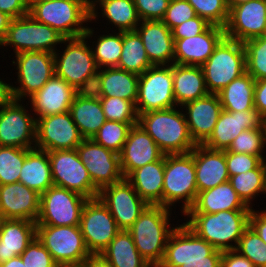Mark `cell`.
<instances>
[{
    "label": "cell",
    "instance_id": "obj_6",
    "mask_svg": "<svg viewBox=\"0 0 266 267\" xmlns=\"http://www.w3.org/2000/svg\"><path fill=\"white\" fill-rule=\"evenodd\" d=\"M197 194L194 149L188 153L164 155L162 206L173 210L177 203H182L180 213L183 215L192 207Z\"/></svg>",
    "mask_w": 266,
    "mask_h": 267
},
{
    "label": "cell",
    "instance_id": "obj_1",
    "mask_svg": "<svg viewBox=\"0 0 266 267\" xmlns=\"http://www.w3.org/2000/svg\"><path fill=\"white\" fill-rule=\"evenodd\" d=\"M250 213L251 210L185 213L183 216H187V220L183 223L215 249L235 250L239 239L249 226Z\"/></svg>",
    "mask_w": 266,
    "mask_h": 267
},
{
    "label": "cell",
    "instance_id": "obj_11",
    "mask_svg": "<svg viewBox=\"0 0 266 267\" xmlns=\"http://www.w3.org/2000/svg\"><path fill=\"white\" fill-rule=\"evenodd\" d=\"M12 65L16 66L18 86L10 84L11 96L14 100H27L38 92L55 74L54 53L22 52L15 54Z\"/></svg>",
    "mask_w": 266,
    "mask_h": 267
},
{
    "label": "cell",
    "instance_id": "obj_27",
    "mask_svg": "<svg viewBox=\"0 0 266 267\" xmlns=\"http://www.w3.org/2000/svg\"><path fill=\"white\" fill-rule=\"evenodd\" d=\"M142 39L152 65L174 64V39L162 20H145L135 30Z\"/></svg>",
    "mask_w": 266,
    "mask_h": 267
},
{
    "label": "cell",
    "instance_id": "obj_65",
    "mask_svg": "<svg viewBox=\"0 0 266 267\" xmlns=\"http://www.w3.org/2000/svg\"><path fill=\"white\" fill-rule=\"evenodd\" d=\"M7 220V218L4 215V212L2 211L0 207V227L4 224V222Z\"/></svg>",
    "mask_w": 266,
    "mask_h": 267
},
{
    "label": "cell",
    "instance_id": "obj_16",
    "mask_svg": "<svg viewBox=\"0 0 266 267\" xmlns=\"http://www.w3.org/2000/svg\"><path fill=\"white\" fill-rule=\"evenodd\" d=\"M79 226L90 254H101L120 231L112 214L98 197L85 203Z\"/></svg>",
    "mask_w": 266,
    "mask_h": 267
},
{
    "label": "cell",
    "instance_id": "obj_63",
    "mask_svg": "<svg viewBox=\"0 0 266 267\" xmlns=\"http://www.w3.org/2000/svg\"><path fill=\"white\" fill-rule=\"evenodd\" d=\"M226 3H227V6L229 8V11L235 7V6H238L242 3H246V2H249V1H252V0H225Z\"/></svg>",
    "mask_w": 266,
    "mask_h": 267
},
{
    "label": "cell",
    "instance_id": "obj_31",
    "mask_svg": "<svg viewBox=\"0 0 266 267\" xmlns=\"http://www.w3.org/2000/svg\"><path fill=\"white\" fill-rule=\"evenodd\" d=\"M227 210H252L238 196L229 181L198 192L194 204L186 213H217Z\"/></svg>",
    "mask_w": 266,
    "mask_h": 267
},
{
    "label": "cell",
    "instance_id": "obj_64",
    "mask_svg": "<svg viewBox=\"0 0 266 267\" xmlns=\"http://www.w3.org/2000/svg\"><path fill=\"white\" fill-rule=\"evenodd\" d=\"M261 126L263 128L264 140H265V145H266V116L261 118Z\"/></svg>",
    "mask_w": 266,
    "mask_h": 267
},
{
    "label": "cell",
    "instance_id": "obj_19",
    "mask_svg": "<svg viewBox=\"0 0 266 267\" xmlns=\"http://www.w3.org/2000/svg\"><path fill=\"white\" fill-rule=\"evenodd\" d=\"M76 150L89 172L93 185L99 191L124 178L120 168L119 155L97 144L93 139H84Z\"/></svg>",
    "mask_w": 266,
    "mask_h": 267
},
{
    "label": "cell",
    "instance_id": "obj_67",
    "mask_svg": "<svg viewBox=\"0 0 266 267\" xmlns=\"http://www.w3.org/2000/svg\"><path fill=\"white\" fill-rule=\"evenodd\" d=\"M28 1H51V0H28Z\"/></svg>",
    "mask_w": 266,
    "mask_h": 267
},
{
    "label": "cell",
    "instance_id": "obj_18",
    "mask_svg": "<svg viewBox=\"0 0 266 267\" xmlns=\"http://www.w3.org/2000/svg\"><path fill=\"white\" fill-rule=\"evenodd\" d=\"M83 140L69 111L36 119L37 149L47 152L76 149Z\"/></svg>",
    "mask_w": 266,
    "mask_h": 267
},
{
    "label": "cell",
    "instance_id": "obj_17",
    "mask_svg": "<svg viewBox=\"0 0 266 267\" xmlns=\"http://www.w3.org/2000/svg\"><path fill=\"white\" fill-rule=\"evenodd\" d=\"M98 198L108 208L120 230H128L148 206L126 178L102 188Z\"/></svg>",
    "mask_w": 266,
    "mask_h": 267
},
{
    "label": "cell",
    "instance_id": "obj_7",
    "mask_svg": "<svg viewBox=\"0 0 266 267\" xmlns=\"http://www.w3.org/2000/svg\"><path fill=\"white\" fill-rule=\"evenodd\" d=\"M94 29L95 27L88 26L83 36L64 38L61 43L66 46L64 50L61 49L63 52L60 49L54 52L55 75L75 89L88 76L99 70L89 44L91 38L96 37Z\"/></svg>",
    "mask_w": 266,
    "mask_h": 267
},
{
    "label": "cell",
    "instance_id": "obj_4",
    "mask_svg": "<svg viewBox=\"0 0 266 267\" xmlns=\"http://www.w3.org/2000/svg\"><path fill=\"white\" fill-rule=\"evenodd\" d=\"M222 254L182 223L171 233L158 267H221Z\"/></svg>",
    "mask_w": 266,
    "mask_h": 267
},
{
    "label": "cell",
    "instance_id": "obj_55",
    "mask_svg": "<svg viewBox=\"0 0 266 267\" xmlns=\"http://www.w3.org/2000/svg\"><path fill=\"white\" fill-rule=\"evenodd\" d=\"M0 11L12 19L29 14L28 0H0Z\"/></svg>",
    "mask_w": 266,
    "mask_h": 267
},
{
    "label": "cell",
    "instance_id": "obj_5",
    "mask_svg": "<svg viewBox=\"0 0 266 267\" xmlns=\"http://www.w3.org/2000/svg\"><path fill=\"white\" fill-rule=\"evenodd\" d=\"M29 14L64 38L83 36L90 23L88 0L28 1ZM86 23V24H85Z\"/></svg>",
    "mask_w": 266,
    "mask_h": 267
},
{
    "label": "cell",
    "instance_id": "obj_44",
    "mask_svg": "<svg viewBox=\"0 0 266 267\" xmlns=\"http://www.w3.org/2000/svg\"><path fill=\"white\" fill-rule=\"evenodd\" d=\"M246 72L254 80L266 78V36H259L244 42Z\"/></svg>",
    "mask_w": 266,
    "mask_h": 267
},
{
    "label": "cell",
    "instance_id": "obj_13",
    "mask_svg": "<svg viewBox=\"0 0 266 267\" xmlns=\"http://www.w3.org/2000/svg\"><path fill=\"white\" fill-rule=\"evenodd\" d=\"M87 200L76 192L53 185L41 194L36 225L79 226Z\"/></svg>",
    "mask_w": 266,
    "mask_h": 267
},
{
    "label": "cell",
    "instance_id": "obj_56",
    "mask_svg": "<svg viewBox=\"0 0 266 267\" xmlns=\"http://www.w3.org/2000/svg\"><path fill=\"white\" fill-rule=\"evenodd\" d=\"M221 267H255L253 263L236 250L223 251Z\"/></svg>",
    "mask_w": 266,
    "mask_h": 267
},
{
    "label": "cell",
    "instance_id": "obj_59",
    "mask_svg": "<svg viewBox=\"0 0 266 267\" xmlns=\"http://www.w3.org/2000/svg\"><path fill=\"white\" fill-rule=\"evenodd\" d=\"M82 265L83 267H112L101 254H91Z\"/></svg>",
    "mask_w": 266,
    "mask_h": 267
},
{
    "label": "cell",
    "instance_id": "obj_46",
    "mask_svg": "<svg viewBox=\"0 0 266 267\" xmlns=\"http://www.w3.org/2000/svg\"><path fill=\"white\" fill-rule=\"evenodd\" d=\"M101 106L106 120L122 123H138L136 103L118 97H101Z\"/></svg>",
    "mask_w": 266,
    "mask_h": 267
},
{
    "label": "cell",
    "instance_id": "obj_2",
    "mask_svg": "<svg viewBox=\"0 0 266 267\" xmlns=\"http://www.w3.org/2000/svg\"><path fill=\"white\" fill-rule=\"evenodd\" d=\"M177 108L149 111L138 117V124L164 155L188 153L197 146L190 135L184 110Z\"/></svg>",
    "mask_w": 266,
    "mask_h": 267
},
{
    "label": "cell",
    "instance_id": "obj_29",
    "mask_svg": "<svg viewBox=\"0 0 266 267\" xmlns=\"http://www.w3.org/2000/svg\"><path fill=\"white\" fill-rule=\"evenodd\" d=\"M100 17L121 32L135 31L141 21L133 0H95L90 5V23Z\"/></svg>",
    "mask_w": 266,
    "mask_h": 267
},
{
    "label": "cell",
    "instance_id": "obj_62",
    "mask_svg": "<svg viewBox=\"0 0 266 267\" xmlns=\"http://www.w3.org/2000/svg\"><path fill=\"white\" fill-rule=\"evenodd\" d=\"M0 267H26L21 259V256L14 257L2 264Z\"/></svg>",
    "mask_w": 266,
    "mask_h": 267
},
{
    "label": "cell",
    "instance_id": "obj_15",
    "mask_svg": "<svg viewBox=\"0 0 266 267\" xmlns=\"http://www.w3.org/2000/svg\"><path fill=\"white\" fill-rule=\"evenodd\" d=\"M23 102L11 99L0 105V146L35 148L36 118Z\"/></svg>",
    "mask_w": 266,
    "mask_h": 267
},
{
    "label": "cell",
    "instance_id": "obj_58",
    "mask_svg": "<svg viewBox=\"0 0 266 267\" xmlns=\"http://www.w3.org/2000/svg\"><path fill=\"white\" fill-rule=\"evenodd\" d=\"M254 107L261 118L266 116V78L255 80Z\"/></svg>",
    "mask_w": 266,
    "mask_h": 267
},
{
    "label": "cell",
    "instance_id": "obj_37",
    "mask_svg": "<svg viewBox=\"0 0 266 267\" xmlns=\"http://www.w3.org/2000/svg\"><path fill=\"white\" fill-rule=\"evenodd\" d=\"M101 255L112 267H152L139 254L128 230H120Z\"/></svg>",
    "mask_w": 266,
    "mask_h": 267
},
{
    "label": "cell",
    "instance_id": "obj_3",
    "mask_svg": "<svg viewBox=\"0 0 266 267\" xmlns=\"http://www.w3.org/2000/svg\"><path fill=\"white\" fill-rule=\"evenodd\" d=\"M172 210L161 205H148L128 229L139 254L152 266L158 267L176 225L171 226Z\"/></svg>",
    "mask_w": 266,
    "mask_h": 267
},
{
    "label": "cell",
    "instance_id": "obj_57",
    "mask_svg": "<svg viewBox=\"0 0 266 267\" xmlns=\"http://www.w3.org/2000/svg\"><path fill=\"white\" fill-rule=\"evenodd\" d=\"M249 225L263 240L264 245H266V209L257 211L253 208L249 216Z\"/></svg>",
    "mask_w": 266,
    "mask_h": 267
},
{
    "label": "cell",
    "instance_id": "obj_12",
    "mask_svg": "<svg viewBox=\"0 0 266 267\" xmlns=\"http://www.w3.org/2000/svg\"><path fill=\"white\" fill-rule=\"evenodd\" d=\"M173 64L152 65L139 75L136 110L138 115L155 110L174 108Z\"/></svg>",
    "mask_w": 266,
    "mask_h": 267
},
{
    "label": "cell",
    "instance_id": "obj_47",
    "mask_svg": "<svg viewBox=\"0 0 266 267\" xmlns=\"http://www.w3.org/2000/svg\"><path fill=\"white\" fill-rule=\"evenodd\" d=\"M235 250L248 258L255 267H266V245L250 225L245 229Z\"/></svg>",
    "mask_w": 266,
    "mask_h": 267
},
{
    "label": "cell",
    "instance_id": "obj_53",
    "mask_svg": "<svg viewBox=\"0 0 266 267\" xmlns=\"http://www.w3.org/2000/svg\"><path fill=\"white\" fill-rule=\"evenodd\" d=\"M209 26L210 24L205 19L197 15L174 27L172 36L174 40L194 37L204 32Z\"/></svg>",
    "mask_w": 266,
    "mask_h": 267
},
{
    "label": "cell",
    "instance_id": "obj_36",
    "mask_svg": "<svg viewBox=\"0 0 266 267\" xmlns=\"http://www.w3.org/2000/svg\"><path fill=\"white\" fill-rule=\"evenodd\" d=\"M254 87L255 80L247 72L234 79L217 93L222 109L228 112L255 109Z\"/></svg>",
    "mask_w": 266,
    "mask_h": 267
},
{
    "label": "cell",
    "instance_id": "obj_9",
    "mask_svg": "<svg viewBox=\"0 0 266 267\" xmlns=\"http://www.w3.org/2000/svg\"><path fill=\"white\" fill-rule=\"evenodd\" d=\"M64 37L50 26L36 21L30 14L10 21L0 47H12L14 55L38 51L54 53ZM0 48V49H1Z\"/></svg>",
    "mask_w": 266,
    "mask_h": 267
},
{
    "label": "cell",
    "instance_id": "obj_33",
    "mask_svg": "<svg viewBox=\"0 0 266 267\" xmlns=\"http://www.w3.org/2000/svg\"><path fill=\"white\" fill-rule=\"evenodd\" d=\"M126 179L148 205L162 206L164 155L158 161L134 170Z\"/></svg>",
    "mask_w": 266,
    "mask_h": 267
},
{
    "label": "cell",
    "instance_id": "obj_22",
    "mask_svg": "<svg viewBox=\"0 0 266 267\" xmlns=\"http://www.w3.org/2000/svg\"><path fill=\"white\" fill-rule=\"evenodd\" d=\"M75 96L76 89L54 74L28 102L37 119L68 112Z\"/></svg>",
    "mask_w": 266,
    "mask_h": 267
},
{
    "label": "cell",
    "instance_id": "obj_61",
    "mask_svg": "<svg viewBox=\"0 0 266 267\" xmlns=\"http://www.w3.org/2000/svg\"><path fill=\"white\" fill-rule=\"evenodd\" d=\"M11 20V17L0 11V43L6 36L7 29Z\"/></svg>",
    "mask_w": 266,
    "mask_h": 267
},
{
    "label": "cell",
    "instance_id": "obj_38",
    "mask_svg": "<svg viewBox=\"0 0 266 267\" xmlns=\"http://www.w3.org/2000/svg\"><path fill=\"white\" fill-rule=\"evenodd\" d=\"M139 75L117 67L102 69V97L137 100Z\"/></svg>",
    "mask_w": 266,
    "mask_h": 267
},
{
    "label": "cell",
    "instance_id": "obj_50",
    "mask_svg": "<svg viewBox=\"0 0 266 267\" xmlns=\"http://www.w3.org/2000/svg\"><path fill=\"white\" fill-rule=\"evenodd\" d=\"M195 16V10L187 0H170L162 22L172 30Z\"/></svg>",
    "mask_w": 266,
    "mask_h": 267
},
{
    "label": "cell",
    "instance_id": "obj_26",
    "mask_svg": "<svg viewBox=\"0 0 266 267\" xmlns=\"http://www.w3.org/2000/svg\"><path fill=\"white\" fill-rule=\"evenodd\" d=\"M40 200L38 192L20 182L0 185V207L7 219L36 222L40 213Z\"/></svg>",
    "mask_w": 266,
    "mask_h": 267
},
{
    "label": "cell",
    "instance_id": "obj_10",
    "mask_svg": "<svg viewBox=\"0 0 266 267\" xmlns=\"http://www.w3.org/2000/svg\"><path fill=\"white\" fill-rule=\"evenodd\" d=\"M36 237L58 266H77L91 255L80 226L36 225Z\"/></svg>",
    "mask_w": 266,
    "mask_h": 267
},
{
    "label": "cell",
    "instance_id": "obj_14",
    "mask_svg": "<svg viewBox=\"0 0 266 267\" xmlns=\"http://www.w3.org/2000/svg\"><path fill=\"white\" fill-rule=\"evenodd\" d=\"M53 184L76 192L87 199L98 197L99 190L93 185L89 172L76 149L48 152Z\"/></svg>",
    "mask_w": 266,
    "mask_h": 267
},
{
    "label": "cell",
    "instance_id": "obj_21",
    "mask_svg": "<svg viewBox=\"0 0 266 267\" xmlns=\"http://www.w3.org/2000/svg\"><path fill=\"white\" fill-rule=\"evenodd\" d=\"M163 155L152 137L139 124L132 126L119 154L123 177L127 178L134 170L158 161Z\"/></svg>",
    "mask_w": 266,
    "mask_h": 267
},
{
    "label": "cell",
    "instance_id": "obj_40",
    "mask_svg": "<svg viewBox=\"0 0 266 267\" xmlns=\"http://www.w3.org/2000/svg\"><path fill=\"white\" fill-rule=\"evenodd\" d=\"M151 66L139 34L136 31L123 32V46L117 68L141 75Z\"/></svg>",
    "mask_w": 266,
    "mask_h": 267
},
{
    "label": "cell",
    "instance_id": "obj_39",
    "mask_svg": "<svg viewBox=\"0 0 266 267\" xmlns=\"http://www.w3.org/2000/svg\"><path fill=\"white\" fill-rule=\"evenodd\" d=\"M229 182L242 201L253 209V200L259 194L266 195V160L255 169L230 176Z\"/></svg>",
    "mask_w": 266,
    "mask_h": 267
},
{
    "label": "cell",
    "instance_id": "obj_35",
    "mask_svg": "<svg viewBox=\"0 0 266 267\" xmlns=\"http://www.w3.org/2000/svg\"><path fill=\"white\" fill-rule=\"evenodd\" d=\"M69 113L84 139H92L105 123L100 100L75 96Z\"/></svg>",
    "mask_w": 266,
    "mask_h": 267
},
{
    "label": "cell",
    "instance_id": "obj_41",
    "mask_svg": "<svg viewBox=\"0 0 266 267\" xmlns=\"http://www.w3.org/2000/svg\"><path fill=\"white\" fill-rule=\"evenodd\" d=\"M114 31V32H113ZM103 34L97 35L94 42H92V52L99 69L117 67L123 46V32L112 29ZM95 43V44H94Z\"/></svg>",
    "mask_w": 266,
    "mask_h": 267
},
{
    "label": "cell",
    "instance_id": "obj_68",
    "mask_svg": "<svg viewBox=\"0 0 266 267\" xmlns=\"http://www.w3.org/2000/svg\"><path fill=\"white\" fill-rule=\"evenodd\" d=\"M89 4L91 5L95 0H88Z\"/></svg>",
    "mask_w": 266,
    "mask_h": 267
},
{
    "label": "cell",
    "instance_id": "obj_66",
    "mask_svg": "<svg viewBox=\"0 0 266 267\" xmlns=\"http://www.w3.org/2000/svg\"><path fill=\"white\" fill-rule=\"evenodd\" d=\"M58 267H83V265H77V266H58Z\"/></svg>",
    "mask_w": 266,
    "mask_h": 267
},
{
    "label": "cell",
    "instance_id": "obj_52",
    "mask_svg": "<svg viewBox=\"0 0 266 267\" xmlns=\"http://www.w3.org/2000/svg\"><path fill=\"white\" fill-rule=\"evenodd\" d=\"M141 21L162 20L170 0H133Z\"/></svg>",
    "mask_w": 266,
    "mask_h": 267
},
{
    "label": "cell",
    "instance_id": "obj_23",
    "mask_svg": "<svg viewBox=\"0 0 266 267\" xmlns=\"http://www.w3.org/2000/svg\"><path fill=\"white\" fill-rule=\"evenodd\" d=\"M260 126L261 117L256 109L241 112L222 110L212 134L203 145L214 150H227L241 132Z\"/></svg>",
    "mask_w": 266,
    "mask_h": 267
},
{
    "label": "cell",
    "instance_id": "obj_42",
    "mask_svg": "<svg viewBox=\"0 0 266 267\" xmlns=\"http://www.w3.org/2000/svg\"><path fill=\"white\" fill-rule=\"evenodd\" d=\"M136 124L138 123H122L106 120L92 139L97 144L119 155L125 144L130 128Z\"/></svg>",
    "mask_w": 266,
    "mask_h": 267
},
{
    "label": "cell",
    "instance_id": "obj_43",
    "mask_svg": "<svg viewBox=\"0 0 266 267\" xmlns=\"http://www.w3.org/2000/svg\"><path fill=\"white\" fill-rule=\"evenodd\" d=\"M26 149L0 146V185L19 182Z\"/></svg>",
    "mask_w": 266,
    "mask_h": 267
},
{
    "label": "cell",
    "instance_id": "obj_25",
    "mask_svg": "<svg viewBox=\"0 0 266 267\" xmlns=\"http://www.w3.org/2000/svg\"><path fill=\"white\" fill-rule=\"evenodd\" d=\"M181 108L185 110L184 115L192 139L196 144H203L212 134L223 110L218 94L209 93Z\"/></svg>",
    "mask_w": 266,
    "mask_h": 267
},
{
    "label": "cell",
    "instance_id": "obj_48",
    "mask_svg": "<svg viewBox=\"0 0 266 267\" xmlns=\"http://www.w3.org/2000/svg\"><path fill=\"white\" fill-rule=\"evenodd\" d=\"M196 15L205 19L210 25L225 28L229 19V8L225 0H187Z\"/></svg>",
    "mask_w": 266,
    "mask_h": 267
},
{
    "label": "cell",
    "instance_id": "obj_49",
    "mask_svg": "<svg viewBox=\"0 0 266 267\" xmlns=\"http://www.w3.org/2000/svg\"><path fill=\"white\" fill-rule=\"evenodd\" d=\"M26 267H58L51 254L35 237L20 255Z\"/></svg>",
    "mask_w": 266,
    "mask_h": 267
},
{
    "label": "cell",
    "instance_id": "obj_60",
    "mask_svg": "<svg viewBox=\"0 0 266 267\" xmlns=\"http://www.w3.org/2000/svg\"><path fill=\"white\" fill-rule=\"evenodd\" d=\"M5 78L1 79L0 77V105L8 103L11 99V88L10 83H6L4 80Z\"/></svg>",
    "mask_w": 266,
    "mask_h": 267
},
{
    "label": "cell",
    "instance_id": "obj_20",
    "mask_svg": "<svg viewBox=\"0 0 266 267\" xmlns=\"http://www.w3.org/2000/svg\"><path fill=\"white\" fill-rule=\"evenodd\" d=\"M266 32V0H252L233 7L225 27V37L245 42Z\"/></svg>",
    "mask_w": 266,
    "mask_h": 267
},
{
    "label": "cell",
    "instance_id": "obj_28",
    "mask_svg": "<svg viewBox=\"0 0 266 267\" xmlns=\"http://www.w3.org/2000/svg\"><path fill=\"white\" fill-rule=\"evenodd\" d=\"M194 163L198 192L229 181L225 150H214L197 144L194 148Z\"/></svg>",
    "mask_w": 266,
    "mask_h": 267
},
{
    "label": "cell",
    "instance_id": "obj_34",
    "mask_svg": "<svg viewBox=\"0 0 266 267\" xmlns=\"http://www.w3.org/2000/svg\"><path fill=\"white\" fill-rule=\"evenodd\" d=\"M19 182L40 195L54 185L47 151L37 148L26 149Z\"/></svg>",
    "mask_w": 266,
    "mask_h": 267
},
{
    "label": "cell",
    "instance_id": "obj_32",
    "mask_svg": "<svg viewBox=\"0 0 266 267\" xmlns=\"http://www.w3.org/2000/svg\"><path fill=\"white\" fill-rule=\"evenodd\" d=\"M173 90L176 106L203 98L209 94L201 66L173 64Z\"/></svg>",
    "mask_w": 266,
    "mask_h": 267
},
{
    "label": "cell",
    "instance_id": "obj_54",
    "mask_svg": "<svg viewBox=\"0 0 266 267\" xmlns=\"http://www.w3.org/2000/svg\"><path fill=\"white\" fill-rule=\"evenodd\" d=\"M76 95L82 98L100 100L102 97V69L88 76L76 88Z\"/></svg>",
    "mask_w": 266,
    "mask_h": 267
},
{
    "label": "cell",
    "instance_id": "obj_45",
    "mask_svg": "<svg viewBox=\"0 0 266 267\" xmlns=\"http://www.w3.org/2000/svg\"><path fill=\"white\" fill-rule=\"evenodd\" d=\"M264 132L262 126L257 129H249L241 132L225 151L244 153L258 156L262 161L266 160Z\"/></svg>",
    "mask_w": 266,
    "mask_h": 267
},
{
    "label": "cell",
    "instance_id": "obj_51",
    "mask_svg": "<svg viewBox=\"0 0 266 267\" xmlns=\"http://www.w3.org/2000/svg\"><path fill=\"white\" fill-rule=\"evenodd\" d=\"M261 162L258 156L226 151L229 177L255 169Z\"/></svg>",
    "mask_w": 266,
    "mask_h": 267
},
{
    "label": "cell",
    "instance_id": "obj_24",
    "mask_svg": "<svg viewBox=\"0 0 266 267\" xmlns=\"http://www.w3.org/2000/svg\"><path fill=\"white\" fill-rule=\"evenodd\" d=\"M225 37V28L210 25L194 37L174 40V63L202 66Z\"/></svg>",
    "mask_w": 266,
    "mask_h": 267
},
{
    "label": "cell",
    "instance_id": "obj_8",
    "mask_svg": "<svg viewBox=\"0 0 266 267\" xmlns=\"http://www.w3.org/2000/svg\"><path fill=\"white\" fill-rule=\"evenodd\" d=\"M201 67L207 91L217 94L246 72L244 43L224 37Z\"/></svg>",
    "mask_w": 266,
    "mask_h": 267
},
{
    "label": "cell",
    "instance_id": "obj_30",
    "mask_svg": "<svg viewBox=\"0 0 266 267\" xmlns=\"http://www.w3.org/2000/svg\"><path fill=\"white\" fill-rule=\"evenodd\" d=\"M36 237V222L7 219L0 227V264L20 256Z\"/></svg>",
    "mask_w": 266,
    "mask_h": 267
}]
</instances>
